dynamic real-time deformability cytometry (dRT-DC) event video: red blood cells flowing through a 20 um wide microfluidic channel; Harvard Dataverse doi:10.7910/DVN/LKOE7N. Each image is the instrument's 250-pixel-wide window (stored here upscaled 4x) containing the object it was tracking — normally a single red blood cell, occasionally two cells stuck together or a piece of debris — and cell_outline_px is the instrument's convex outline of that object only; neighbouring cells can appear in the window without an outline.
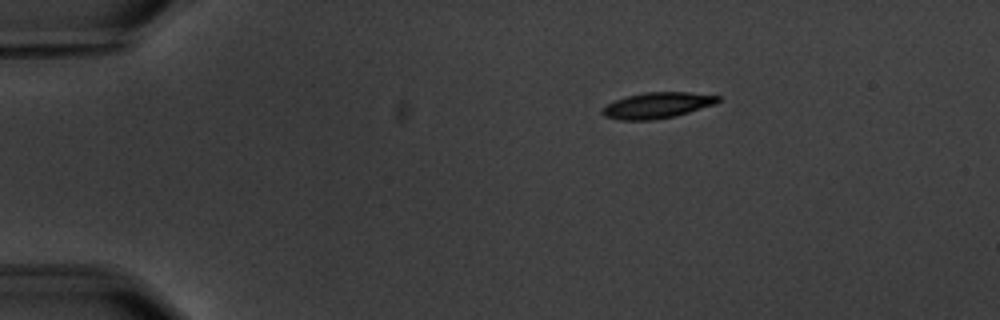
{"species": "common noctule bat (a hibernating species)", "species_latin": "Nyctalus noctula", "temperature_condition": "warm", "stored_images_in_passage": 3, "camera_frame_rate_fps": 3000, "um_per_image_px": 0.085, "animal": {"sex": "male", "body_mass_g": 20.1, "forearm_length_mm": 53.5}, "frame": {"image": 1, "passage_image": 1, "time_ms": 0.0, "image_size_px": [1000, 320], "cell_outline_px": [[720, 100], [716, 104], [676, 116], [652, 120], [620, 120], [604, 116], [600, 112], [608, 104], [616, 100], [628, 96], [644, 92], [688, 92], [720, 96]], "centroid_in_image_um": [55.89, 8.96], "position_along_channel_um": 29.1, "area_um2": 17.4}}